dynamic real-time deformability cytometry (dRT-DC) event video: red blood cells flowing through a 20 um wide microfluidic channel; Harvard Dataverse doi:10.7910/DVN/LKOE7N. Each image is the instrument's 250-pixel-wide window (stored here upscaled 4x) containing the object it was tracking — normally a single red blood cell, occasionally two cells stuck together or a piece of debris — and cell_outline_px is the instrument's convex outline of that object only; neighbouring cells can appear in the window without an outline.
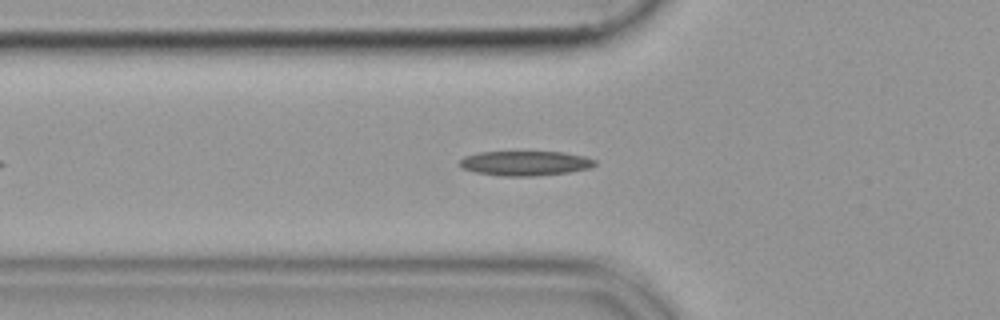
{"species": "common noctule bat (a hibernating species)", "species_latin": "Nyctalus noctula", "temperature_condition": "cold", "stored_images_in_passage": 42, "camera_frame_rate_fps": 3000, "um_per_image_px": 0.085, "animal": {"sex": "female", "body_mass_g": 19.9}, "frame": {"image": 1, "passage_image": 7, "time_ms": 2.0, "image_size_px": [1000, 320], "cell_outline_px": [[596, 164], [588, 168], [568, 172], [532, 176], [504, 176], [476, 172], [464, 168], [460, 164], [460, 160], [464, 156], [480, 152], [564, 152], [584, 156], [596, 160]], "centroid_in_image_um": [44.65, 13.87], "position_along_channel_um": 81.1, "area_um2": 19.19}}